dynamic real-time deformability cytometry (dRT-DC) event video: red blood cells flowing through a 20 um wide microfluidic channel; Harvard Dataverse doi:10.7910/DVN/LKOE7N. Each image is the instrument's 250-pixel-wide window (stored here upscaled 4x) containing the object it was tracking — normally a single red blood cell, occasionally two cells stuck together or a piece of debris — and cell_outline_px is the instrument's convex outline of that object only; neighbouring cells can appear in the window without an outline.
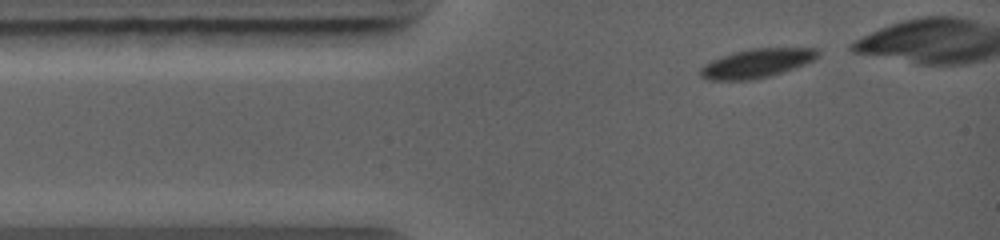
{"species": "common noctule bat (a hibernating species)", "species_latin": "Nyctalus noctula", "temperature_condition": "warm", "stored_images_in_passage": 3, "camera_frame_rate_fps": 5000, "um_per_image_px": 0.085, "animal": {"sex": "female", "body_mass_g": 19.0, "forearm_length_mm": 56.7}, "frame": {"image": 1, "passage_image": 1, "time_ms": 0.0, "image_size_px": [1000, 240], "cell_outline_px": [[820, 56], [804, 64], [768, 76], [752, 80], [708, 80], [700, 76], [700, 68], [704, 64], [720, 56], [732, 52], [748, 48], [816, 48], [820, 52]], "centroid_in_image_um": [64.28, 5.36], "position_along_channel_um": 20.7, "area_um2": 19.77}}